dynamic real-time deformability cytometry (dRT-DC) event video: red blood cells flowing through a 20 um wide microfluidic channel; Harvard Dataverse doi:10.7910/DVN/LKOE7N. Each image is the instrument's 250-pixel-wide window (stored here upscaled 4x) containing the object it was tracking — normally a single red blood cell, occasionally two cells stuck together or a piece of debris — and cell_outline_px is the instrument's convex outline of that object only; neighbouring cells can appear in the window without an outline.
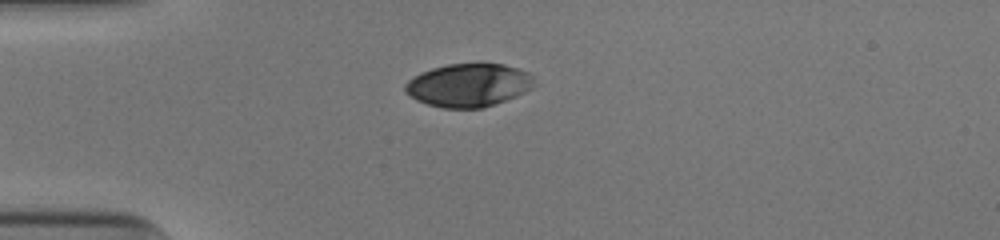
{"species": "human", "species_latin": "Homo sapiens", "temperature_condition": "cold", "stored_images_in_passage": 35, "camera_frame_rate_fps": 3000, "um_per_image_px": 0.085, "donor": {"sex": "male"}, "frame": {"image": 1, "passage_image": 1, "time_ms": 0.0, "image_size_px": [1000, 240], "cell_outline_px": [[536, 84], [532, 88], [516, 96], [480, 108], [444, 108], [428, 104], [416, 100], [404, 92], [404, 84], [408, 80], [420, 72], [432, 68], [448, 64], [480, 60], [504, 64], [520, 68], [528, 72], [532, 76]], "centroid_in_image_um": [39.83, 7.18], "position_along_channel_um": 45.2, "area_um2": 33.29}}
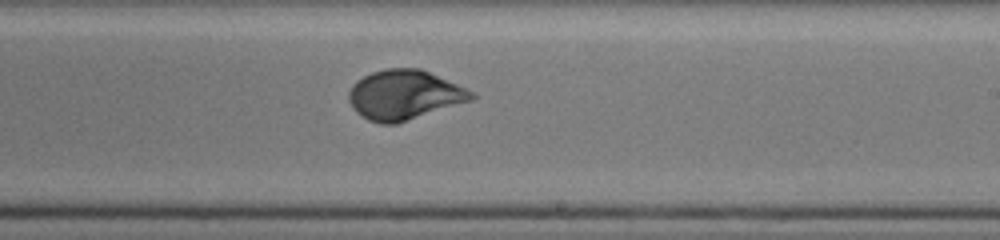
{"frame": {"image": 2, "passage_image": 19, "time_ms": 6.0, "image_size_px": [1000, 240], "cell_outline_px": [[476, 96], [472, 100], [396, 124], [380, 124], [368, 120], [360, 116], [352, 108], [348, 100], [348, 92], [352, 84], [356, 80], [372, 72], [384, 68], [420, 68], [456, 84], [472, 92]], "centroid_in_image_um": [34.3, 8.07], "position_along_channel_um": 254.7, "area_um2": 35.43}}
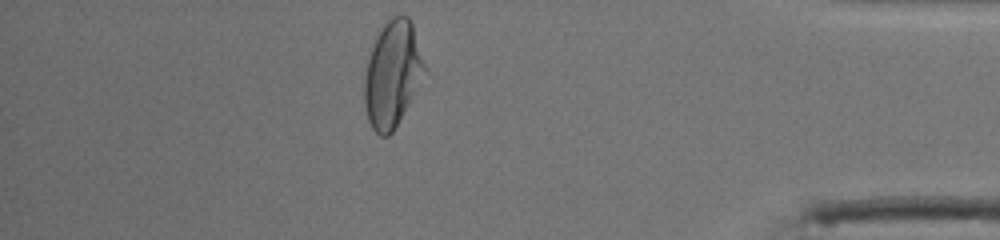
{"frame": {"image": 3, "passage_image": 33, "time_ms": 10.667, "image_size_px": [1000, 240], "cell_outline_px": [[424, 68], [392, 132], [388, 136], [380, 136], [372, 128], [368, 120], [364, 104], [364, 80], [368, 60], [376, 36], [384, 24], [392, 16], [408, 16], [412, 24], [424, 64]], "centroid_in_image_um": [33.28, 6.27], "position_along_channel_um": 401.9, "area_um2": 35.37}, "authors_computed_cell_mechanics": {"area_um2": 34.7956, "velocity_mm_per_s": 3.9184, "shape_relaxation_time_tau1_ms": 3.9879, "shape_relaxation_time_tau2_ms": null, "deformation_change_tau1": 0.1583, "deformation_change_tau2": null}}